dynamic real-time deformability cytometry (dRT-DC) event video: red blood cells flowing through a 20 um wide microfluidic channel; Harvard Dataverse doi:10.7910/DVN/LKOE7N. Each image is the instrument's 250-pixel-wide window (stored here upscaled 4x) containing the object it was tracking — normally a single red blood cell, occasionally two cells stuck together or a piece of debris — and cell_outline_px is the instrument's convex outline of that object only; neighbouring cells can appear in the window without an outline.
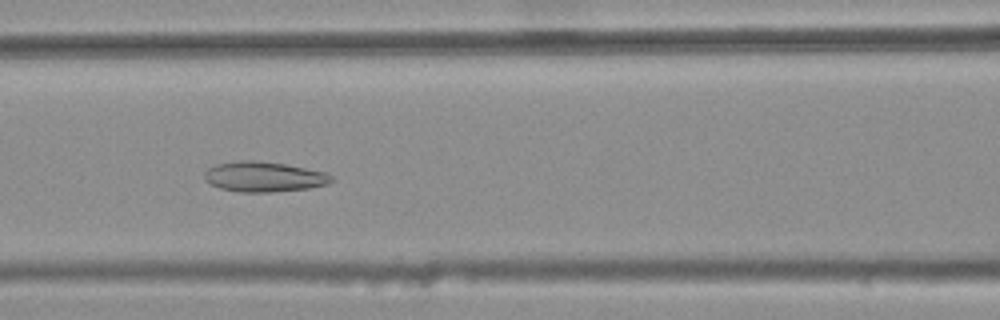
{"species": "common noctule bat (a hibernating species)", "species_latin": "Nyctalus noctula", "temperature_condition": "warm", "stored_images_in_passage": 45, "camera_frame_rate_fps": 3000, "um_per_image_px": 0.085, "animal": {"sex": "female", "body_mass_g": 25.1}, "frame": {"image": 1, "passage_image": 23, "time_ms": 7.333, "image_size_px": [1000, 320], "cell_outline_px": [[332, 180], [328, 184], [308, 188], [272, 192], [240, 192], [220, 188], [204, 180], [204, 172], [208, 168], [216, 164], [240, 160], [256, 160], [284, 164], [328, 172], [332, 176]], "centroid_in_image_um": [22.43, 15.02], "position_along_channel_um": 144.2, "area_um2": 22.37}}
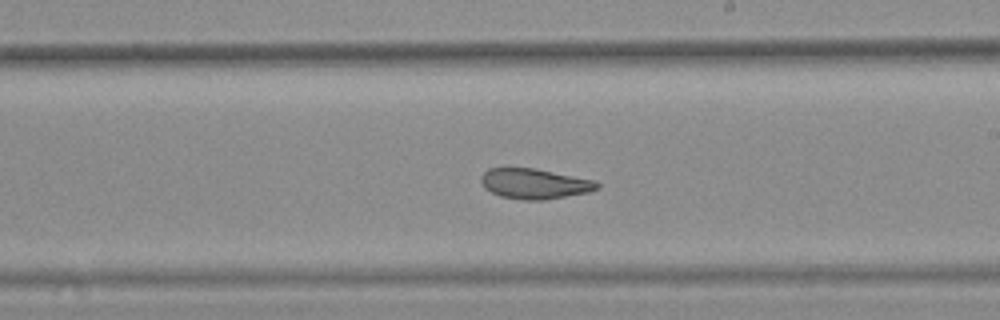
{"frame": {"image": 2, "passage_image": 31, "time_ms": 10.0, "image_size_px": [1000, 320], "cell_outline_px": [[600, 188], [588, 192], [544, 200], [520, 200], [500, 196], [484, 188], [480, 180], [480, 176], [488, 168], [536, 168], [596, 180], [600, 184]], "centroid_in_image_um": [45.44, 15.61], "position_along_channel_um": 243.6, "area_um2": 20.69}}
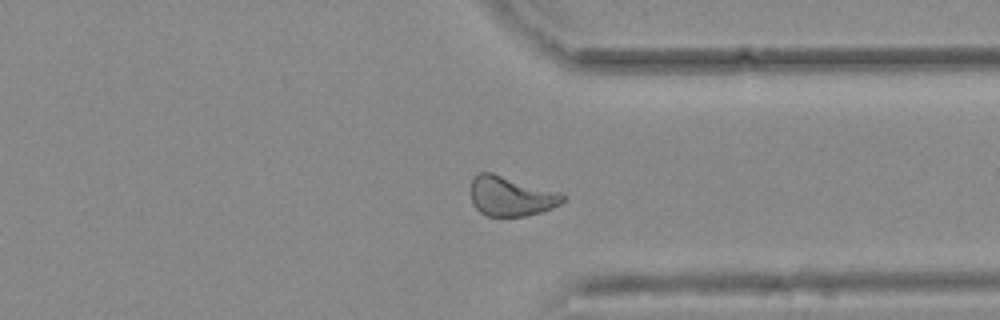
{"frame": {"image": 3, "passage_image": 41, "time_ms": 13.333, "image_size_px": [1000, 320], "cell_outline_px": [[564, 200], [560, 204], [552, 208], [540, 212], [524, 216], [488, 216], [480, 212], [472, 204], [472, 180], [480, 172], [492, 172], [556, 192], [564, 196]], "centroid_in_image_um": [43.39, 16.69], "position_along_channel_um": 368.0, "area_um2": 20.81}, "authors_computed_cell_mechanics": {"area_um2": 22.3686, "velocity_mm_per_s": 3.7429, "shape_relaxation_time_tau1_ms": null, "shape_relaxation_time_tau2_ms": 2.3859, "deformation_change_tau1": null, "deformation_change_tau2": 0.0901}}